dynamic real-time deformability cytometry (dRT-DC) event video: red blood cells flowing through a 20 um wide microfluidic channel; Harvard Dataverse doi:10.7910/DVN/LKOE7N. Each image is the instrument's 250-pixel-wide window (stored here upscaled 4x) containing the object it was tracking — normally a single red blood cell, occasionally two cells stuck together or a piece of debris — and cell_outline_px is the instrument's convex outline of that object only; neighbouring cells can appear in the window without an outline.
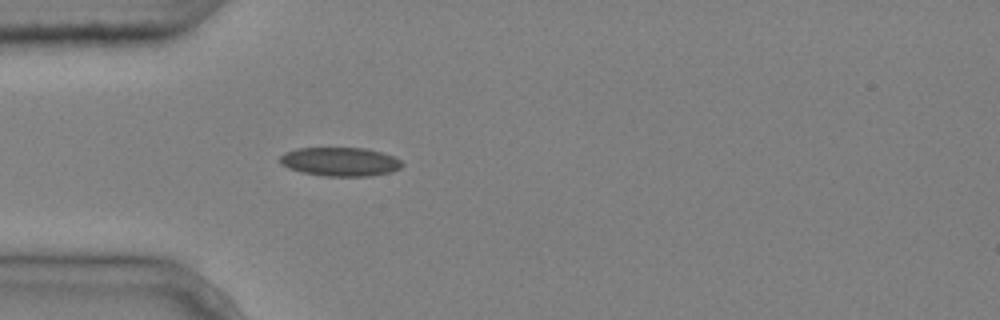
{"species": "common noctule bat (a hibernating species)", "species_latin": "Nyctalus noctula", "temperature_condition": "cold", "stored_images_in_passage": 4, "camera_frame_rate_fps": 3000, "um_per_image_px": 0.085, "animal": {"sex": "male", "body_mass_g": 20.4}, "frame": {"image": 1, "passage_image": 4, "time_ms": 1.0, "image_size_px": [1000, 320], "cell_outline_px": [[404, 164], [400, 168], [392, 172], [372, 176], [324, 176], [304, 172], [288, 168], [280, 164], [280, 156], [284, 152], [296, 148], [364, 148], [380, 152], [392, 156], [400, 160]], "centroid_in_image_um": [28.9, 13.75], "position_along_channel_um": 56.1, "area_um2": 20.52}}